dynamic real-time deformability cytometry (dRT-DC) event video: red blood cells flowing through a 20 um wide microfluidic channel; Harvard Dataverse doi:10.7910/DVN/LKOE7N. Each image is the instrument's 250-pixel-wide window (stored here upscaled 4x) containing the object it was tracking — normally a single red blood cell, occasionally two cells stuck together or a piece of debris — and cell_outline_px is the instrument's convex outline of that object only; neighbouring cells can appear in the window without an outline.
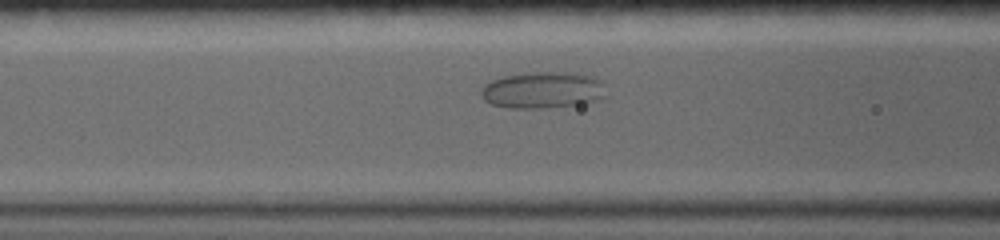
{"species": "common noctule bat (a hibernating species)", "species_latin": "Nyctalus noctula", "temperature_condition": "warm", "stored_images_in_passage": 73, "camera_frame_rate_fps": 5000, "um_per_image_px": 0.085, "animal": {"sex": "female", "body_mass_g": 19.0, "forearm_length_mm": 56.7}, "frame": {"image": 1, "passage_image": 22, "time_ms": 4.8, "image_size_px": [1000, 240], "cell_outline_px": [[608, 96], [584, 104], [544, 108], [508, 108], [492, 104], [484, 100], [480, 96], [480, 92], [484, 84], [492, 80], [504, 76], [536, 72], [572, 72], [596, 76], [604, 84]], "centroid_in_image_um": [46.19, 7.66], "position_along_channel_um": 120.4, "area_um2": 27.11}}
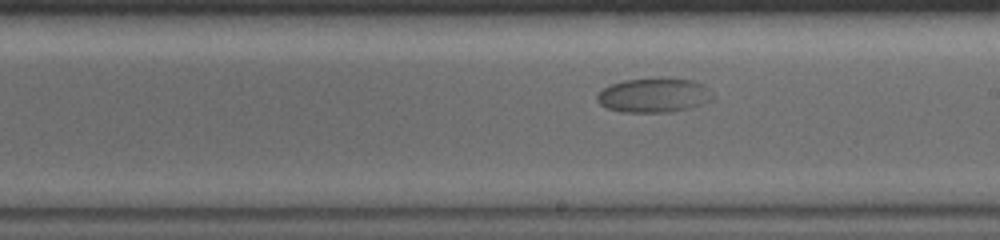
{"frame": {"image": 2, "passage_image": 37, "time_ms": 8.2, "image_size_px": [1000, 240], "cell_outline_px": [[716, 96], [712, 100], [688, 108], [672, 112], [620, 112], [604, 108], [596, 100], [596, 96], [604, 88], [612, 84], [624, 80], [692, 80], [704, 84]], "centroid_in_image_um": [55.58, 8.14], "position_along_channel_um": 233.4, "area_um2": 22.77}}
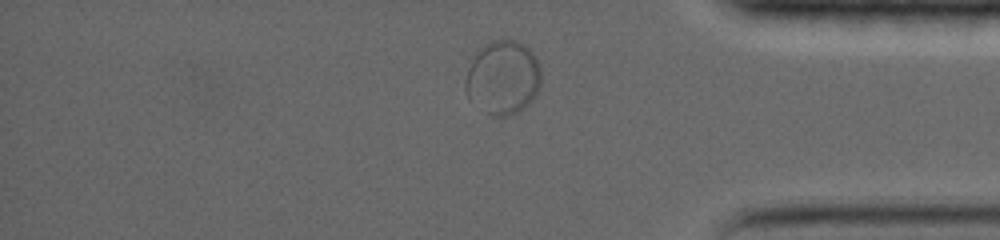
{"frame": {"image": 3, "passage_image": 61, "time_ms": 13.4, "image_size_px": [1000, 240], "cell_outline_px": [[540, 92], [524, 108], [508, 116], [492, 116], [468, 96], [468, 68], [476, 52], [480, 48], [492, 40], [516, 40], [524, 44], [532, 52], [540, 64]], "centroid_in_image_um": [42.82, 6.57], "position_along_channel_um": 392.4, "area_um2": 32.08}}